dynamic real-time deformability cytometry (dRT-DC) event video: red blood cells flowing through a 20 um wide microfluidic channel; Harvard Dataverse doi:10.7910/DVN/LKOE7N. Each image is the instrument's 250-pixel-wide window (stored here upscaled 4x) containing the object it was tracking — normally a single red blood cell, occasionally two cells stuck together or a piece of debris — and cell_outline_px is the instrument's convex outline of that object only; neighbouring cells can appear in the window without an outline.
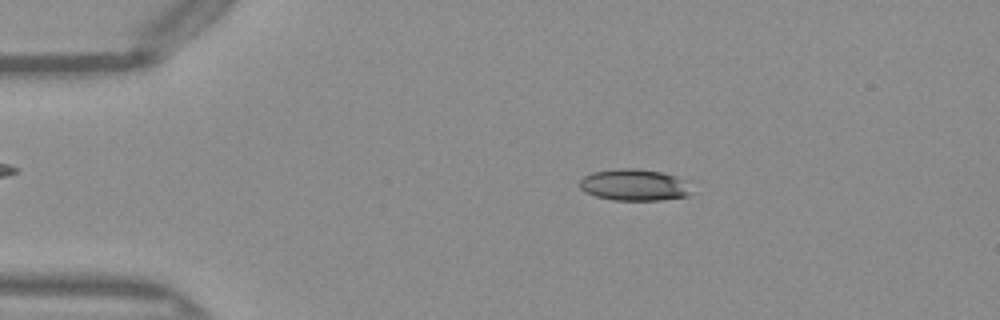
{"species": "Egyptian fruit bat (a non-hibernating species)", "species_latin": "Rousettus aegyptiacus", "temperature_condition": "warm", "stored_images_in_passage": 44, "camera_frame_rate_fps": 3000, "um_per_image_px": 0.085, "frame": {"image": 1, "passage_image": 4, "time_ms": 1.0, "image_size_px": [1000, 320], "cell_outline_px": [[692, 192], [688, 196], [660, 200], [612, 200], [596, 196], [584, 192], [580, 188], [580, 180], [584, 176], [592, 172], [616, 168], [632, 168], [660, 172], [676, 176], [688, 180]], "centroid_in_image_um": [53.93, 15.72], "position_along_channel_um": 31.1, "area_um2": 20.81}}
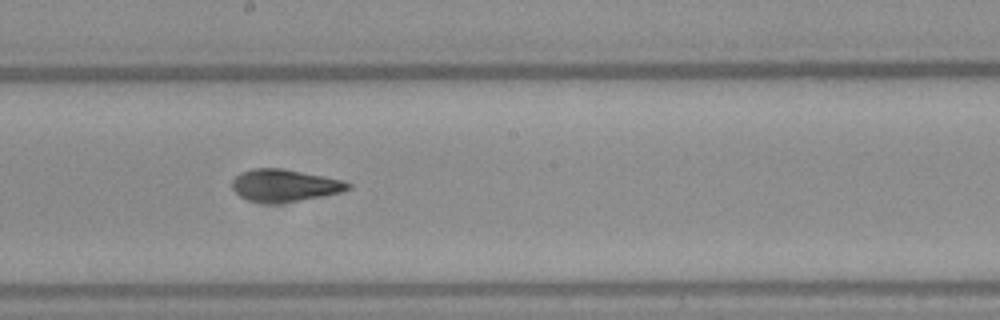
{"frame": {"image": 2, "passage_image": 22, "time_ms": 7.0, "image_size_px": [1000, 320], "cell_outline_px": [[352, 188], [340, 192], [320, 196], [296, 200], [248, 200], [240, 196], [232, 188], [232, 180], [240, 172], [252, 168], [280, 168], [344, 180], [352, 184]], "centroid_in_image_um": [24.2, 15.7], "position_along_channel_um": 224.0, "area_um2": 20.87}}
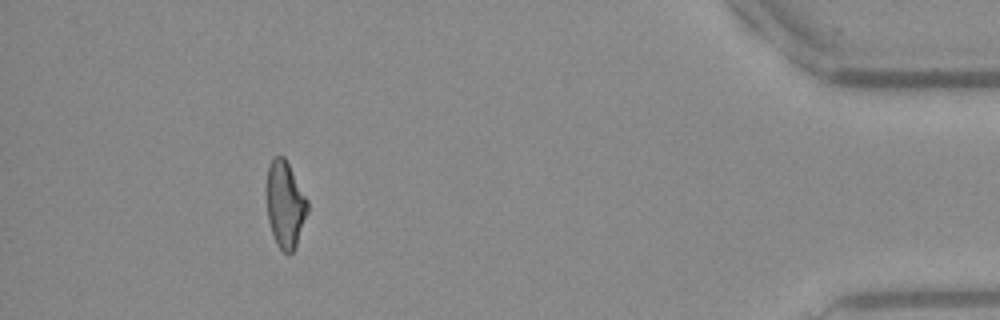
{"frame": {"image": 3, "passage_image": 40, "time_ms": 13.0, "image_size_px": [1000, 320], "cell_outline_px": [[308, 212], [296, 248], [292, 252], [284, 252], [276, 244], [268, 220], [264, 192], [264, 188], [268, 168], [272, 160], [276, 156], [284, 156], [308, 200]], "centroid_in_image_um": [24.21, 17.38], "position_along_channel_um": 411.0, "area_um2": 21.1}, "authors_computed_cell_mechanics": {"area_um2": 21.1548, "velocity_mm_per_s": 4.079, "shape_relaxation_time_tau1_ms": null, "shape_relaxation_time_tau2_ms": 3.5544, "deformation_change_tau1": null, "deformation_change_tau2": 0.1369}}